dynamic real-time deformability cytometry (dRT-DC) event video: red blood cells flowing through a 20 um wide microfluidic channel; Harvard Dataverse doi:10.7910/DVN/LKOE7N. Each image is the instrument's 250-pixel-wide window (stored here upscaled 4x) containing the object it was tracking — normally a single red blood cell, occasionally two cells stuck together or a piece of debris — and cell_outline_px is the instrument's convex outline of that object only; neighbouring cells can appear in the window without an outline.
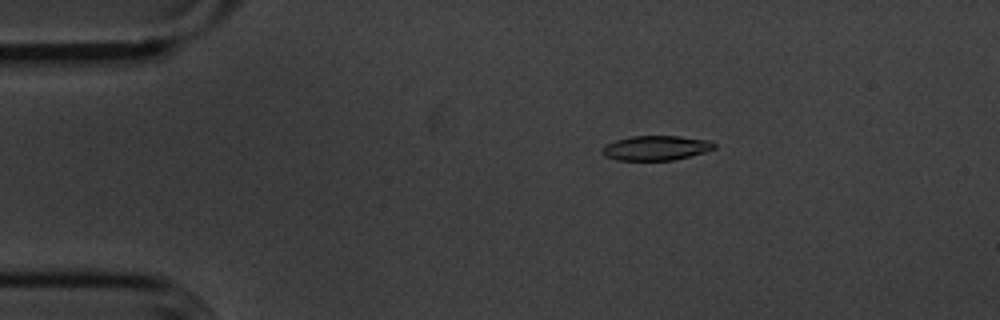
{"species": "common noctule bat (a hibernating species)", "species_latin": "Nyctalus noctula", "temperature_condition": "cold", "stored_images_in_passage": 55, "camera_frame_rate_fps": 3000, "um_per_image_px": 0.085, "animal": {"sex": "male", "body_mass_g": 20.1, "forearm_length_mm": 53.5}, "frame": {"image": 1, "passage_image": 10, "time_ms": 3.0, "image_size_px": [1000, 320], "cell_outline_px": [[716, 148], [704, 152], [672, 160], [620, 160], [604, 156], [600, 152], [608, 144], [616, 140], [632, 136], [680, 136], [712, 140], [716, 144]], "centroid_in_image_um": [55.8, 12.57], "position_along_channel_um": 29.2, "area_um2": 16.01}}
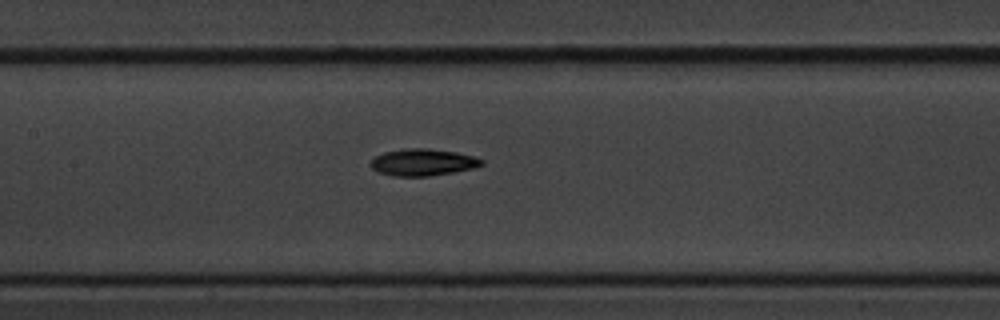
{"frame": {"image": 2, "passage_image": 26, "time_ms": 8.333, "image_size_px": [1000, 320], "cell_outline_px": [[484, 164], [472, 168], [452, 172], [428, 176], [392, 176], [380, 172], [372, 168], [368, 164], [376, 156], [384, 152], [404, 148], [428, 148], [456, 152], [476, 156], [484, 160]], "centroid_in_image_um": [35.95, 13.78], "position_along_channel_um": 171.5, "area_um2": 17.4}}
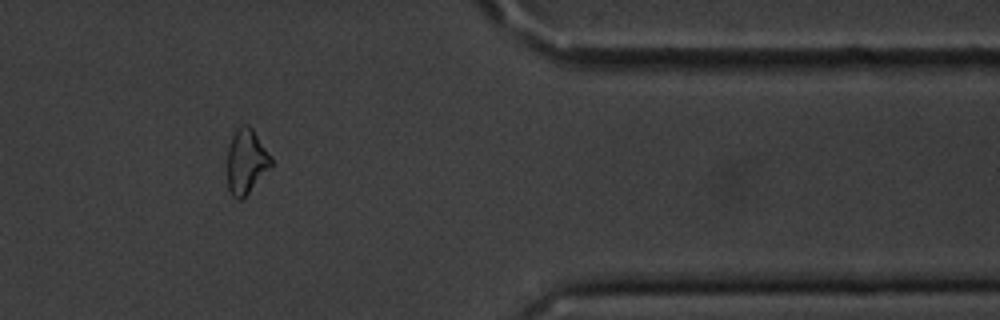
{"frame": {"image": 3, "passage_image": 46, "time_ms": 15.0, "image_size_px": [1000, 320], "cell_outline_px": [[272, 168], [240, 200], [236, 200], [232, 196], [228, 188], [228, 148], [232, 136], [236, 128], [244, 124], [248, 124], [252, 128], [272, 156]], "centroid_in_image_um": [20.95, 13.71], "position_along_channel_um": 390.4, "area_um2": 16.65}, "authors_computed_cell_mechanics": {"area_um2": 17.051, "velocity_mm_per_s": 3.6075, "shape_relaxation_time_tau1_ms": 2.7578, "shape_relaxation_time_tau2_ms": null, "deformation_change_tau1": 0.1046, "deformation_change_tau2": null}}